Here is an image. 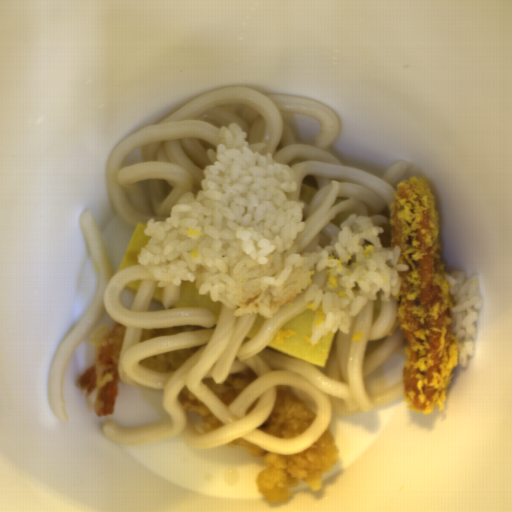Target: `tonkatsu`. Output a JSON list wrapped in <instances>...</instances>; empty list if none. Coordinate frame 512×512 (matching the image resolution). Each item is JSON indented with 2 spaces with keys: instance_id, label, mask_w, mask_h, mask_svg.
<instances>
[{
  "instance_id": "obj_1",
  "label": "tonkatsu",
  "mask_w": 512,
  "mask_h": 512,
  "mask_svg": "<svg viewBox=\"0 0 512 512\" xmlns=\"http://www.w3.org/2000/svg\"><path fill=\"white\" fill-rule=\"evenodd\" d=\"M399 246L398 326L406 351L404 398L413 410L441 405L453 370L448 282L439 247L436 202L425 178L401 179L390 213V247Z\"/></svg>"
}]
</instances>
